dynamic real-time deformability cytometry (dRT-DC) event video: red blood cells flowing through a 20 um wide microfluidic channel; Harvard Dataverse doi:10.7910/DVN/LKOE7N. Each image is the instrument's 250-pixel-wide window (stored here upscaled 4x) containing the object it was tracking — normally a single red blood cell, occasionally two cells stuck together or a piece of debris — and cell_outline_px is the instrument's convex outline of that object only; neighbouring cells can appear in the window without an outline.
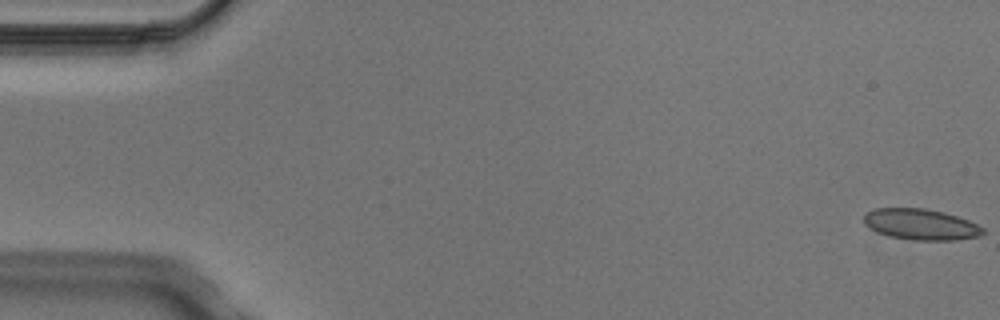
{"species": "Egyptian fruit bat (a non-hibernating species)", "species_latin": "Rousettus aegyptiacus", "temperature_condition": "cold", "stored_images_in_passage": 5, "camera_frame_rate_fps": 3000, "um_per_image_px": 0.085, "animal": {"sex": "male"}, "frame": {"image": 1, "passage_image": 1, "time_ms": 0.0, "image_size_px": [1000, 320], "cell_outline_px": [[984, 232], [980, 236], [956, 240], [916, 240], [888, 236], [876, 232], [864, 224], [864, 216], [872, 208], [924, 208], [944, 212], [968, 220], [984, 228]], "centroid_in_image_um": [78.26, 19.07], "position_along_channel_um": 6.7, "area_um2": 21.5}}
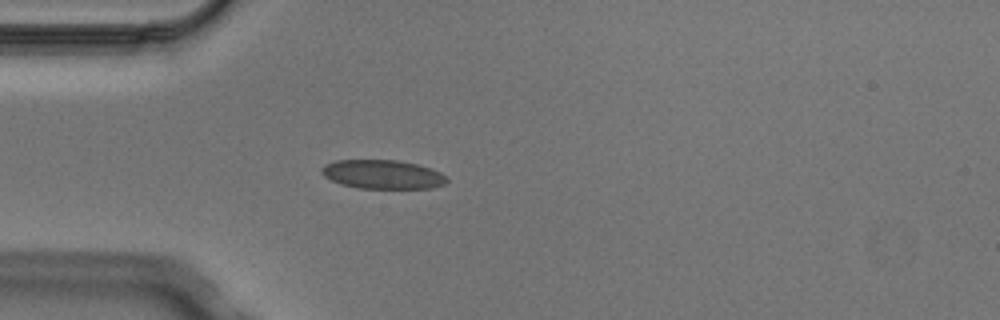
{"frame": {"image": 2, "passage_image": 5, "time_ms": 1.333, "image_size_px": [1000, 320], "cell_outline_px": [[448, 180], [444, 184], [432, 188], [356, 188], [340, 184], [324, 176], [320, 172], [320, 168], [324, 164], [336, 160], [396, 160], [416, 164], [432, 168], [440, 172]], "centroid_in_image_um": [32.49, 14.82], "position_along_channel_um": 52.5, "area_um2": 21.15}}